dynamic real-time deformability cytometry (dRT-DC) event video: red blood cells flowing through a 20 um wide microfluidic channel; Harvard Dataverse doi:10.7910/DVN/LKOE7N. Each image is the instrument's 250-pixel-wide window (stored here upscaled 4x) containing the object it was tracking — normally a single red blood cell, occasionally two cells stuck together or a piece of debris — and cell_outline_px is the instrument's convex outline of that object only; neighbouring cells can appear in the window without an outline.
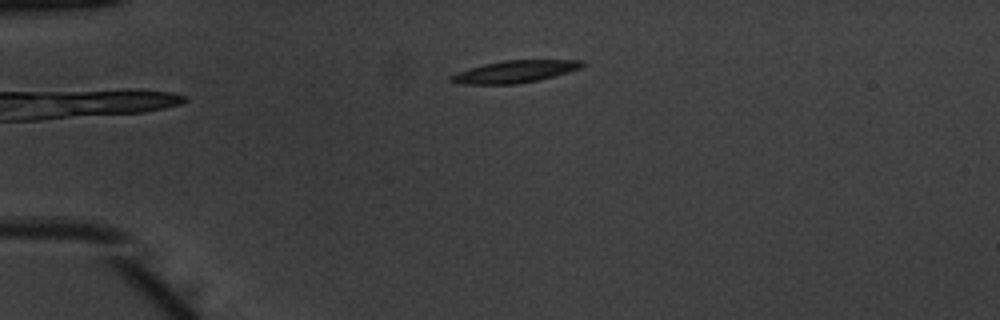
{"species": "common noctule bat (a hibernating species)", "species_latin": "Nyctalus noctula", "temperature_condition": "warm", "stored_images_in_passage": 40, "camera_frame_rate_fps": 3000, "um_per_image_px": 0.085, "animal": {"sex": "male", "body_mass_g": 20.1, "forearm_length_mm": 53.5}, "frame": {"image": 1, "passage_image": 1, "time_ms": 0.0, "image_size_px": [1000, 320], "cell_outline_px": [[584, 64], [580, 68], [568, 72], [536, 80], [516, 84], [464, 84], [448, 80], [448, 76], [456, 72], [468, 68], [484, 64], [504, 60], [584, 60]], "centroid_in_image_um": [43.7, 6.08], "position_along_channel_um": 41.3, "area_um2": 16.82}}
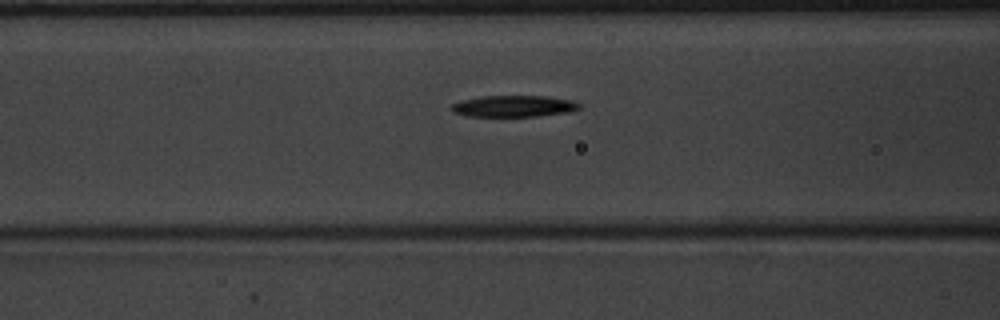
{"frame": {"image": 2, "passage_image": 10, "time_ms": 3.0, "image_size_px": [1000, 320], "cell_outline_px": [[580, 108], [572, 112], [536, 116], [468, 116], [452, 112], [448, 108], [452, 104], [460, 100], [480, 96], [544, 96], [572, 100], [580, 104]], "centroid_in_image_um": [43.64, 9.02], "position_along_channel_um": 123.0, "area_um2": 16.13}}
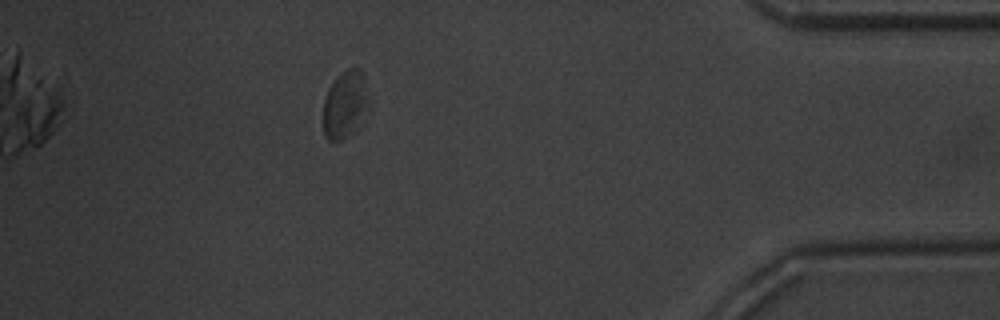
{"frame": {"image": 3, "passage_image": 35, "time_ms": 11.333, "image_size_px": [1000, 320], "cell_outline_px": [[364, 104], [356, 128], [352, 132], [340, 140], [328, 140], [324, 136], [324, 100], [328, 88], [336, 76], [340, 72], [348, 68], [360, 68], [364, 76]], "centroid_in_image_um": [29.22, 8.84], "position_along_channel_um": 406.0, "area_um2": 16.76}, "authors_computed_cell_mechanics": {"area_um2": 16.8198, "velocity_mm_per_s": 3.8835, "shape_relaxation_time_tau1_ms": 2.6723, "shape_relaxation_time_tau2_ms": 6.6421, "deformation_change_tau1": 0.1178, "deformation_change_tau2": 0.1705}}